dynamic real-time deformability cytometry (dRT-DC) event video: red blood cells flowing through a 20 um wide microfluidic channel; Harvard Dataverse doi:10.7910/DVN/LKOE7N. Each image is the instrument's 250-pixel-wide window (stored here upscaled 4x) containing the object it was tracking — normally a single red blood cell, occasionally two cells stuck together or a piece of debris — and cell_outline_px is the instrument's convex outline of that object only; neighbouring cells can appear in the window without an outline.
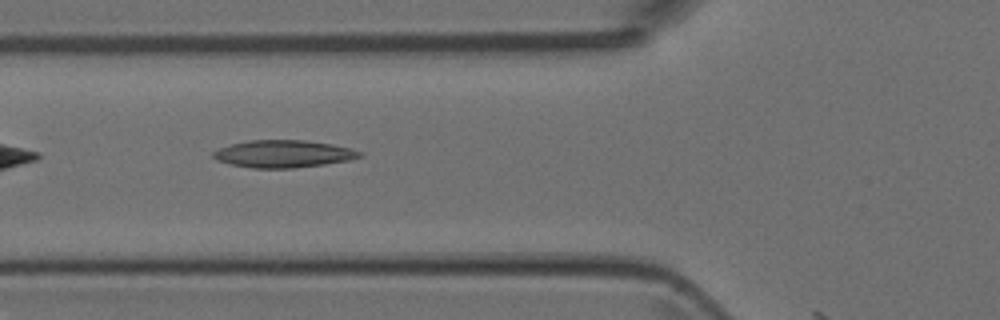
{"species": "Egyptian fruit bat (a non-hibernating species)", "species_latin": "Rousettus aegyptiacus", "temperature_condition": "room temperature", "stored_images_in_passage": 5, "camera_frame_rate_fps": 3000, "um_per_image_px": 0.085, "animal": {"sex": "female"}, "frame": {"image": 1, "passage_image": 2, "time_ms": 1.0, "image_size_px": [1000, 320], "cell_outline_px": [[364, 156], [348, 160], [324, 164], [296, 168], [252, 168], [232, 164], [216, 160], [212, 156], [212, 152], [220, 148], [232, 144], [248, 140], [304, 140], [332, 144], [364, 152]], "centroid_in_image_um": [24.1, 13.08], "position_along_channel_um": 101.7, "area_um2": 23.29}}
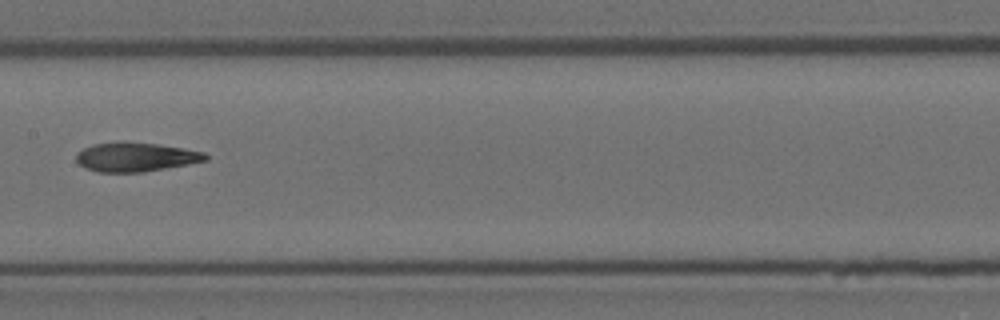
{"frame": {"image": 2, "passage_image": 4, "time_ms": 3.333, "image_size_px": [1000, 320], "cell_outline_px": [[208, 160], [188, 164], [144, 172], [100, 172], [88, 168], [80, 164], [76, 160], [76, 152], [92, 144], [120, 140], [160, 144], [184, 148], [204, 152], [208, 156]], "centroid_in_image_um": [11.53, 13.32], "position_along_channel_um": 195.9, "area_um2": 22.2}}
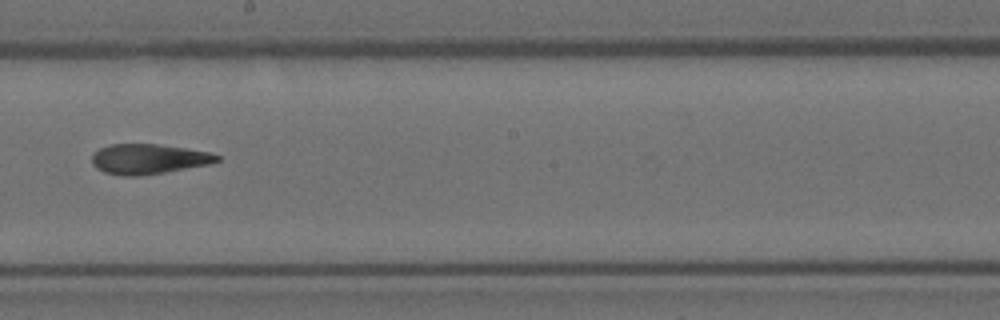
{"frame": {"image": 3, "passage_image": 5, "time_ms": 4.333, "image_size_px": [1000, 320], "cell_outline_px": [[220, 160], [208, 164], [164, 172], [136, 176], [124, 176], [104, 172], [96, 168], [92, 164], [92, 156], [100, 148], [112, 144], [156, 144], [188, 148], [208, 152], [220, 156]], "centroid_in_image_um": [12.61, 13.51], "position_along_channel_um": 235.6, "area_um2": 21.68}}